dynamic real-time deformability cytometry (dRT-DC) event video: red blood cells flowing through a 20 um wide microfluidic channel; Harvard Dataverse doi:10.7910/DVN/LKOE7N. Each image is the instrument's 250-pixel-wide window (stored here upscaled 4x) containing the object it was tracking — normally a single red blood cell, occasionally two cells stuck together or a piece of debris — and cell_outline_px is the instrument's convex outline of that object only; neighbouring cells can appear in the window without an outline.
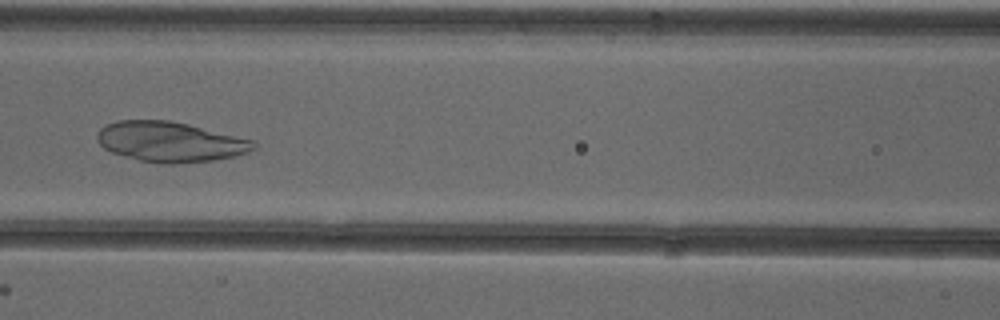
{"species": "common noctule bat (a hibernating species)", "species_latin": "Nyctalus noctula", "temperature_condition": "cold", "stored_images_in_passage": 48, "camera_frame_rate_fps": 3000, "um_per_image_px": 0.085, "animal": {"sex": "female"}, "frame": {"image": 1, "passage_image": 19, "time_ms": 6.0, "image_size_px": [1000, 320], "cell_outline_px": [[256, 148], [248, 152], [232, 156], [212, 160], [176, 164], [160, 164], [140, 160], [112, 152], [104, 148], [96, 140], [96, 136], [100, 128], [116, 120], [168, 120], [188, 124], [256, 140]], "centroid_in_image_um": [14.47, 12.05], "position_along_channel_um": 152.1, "area_um2": 36.65}}
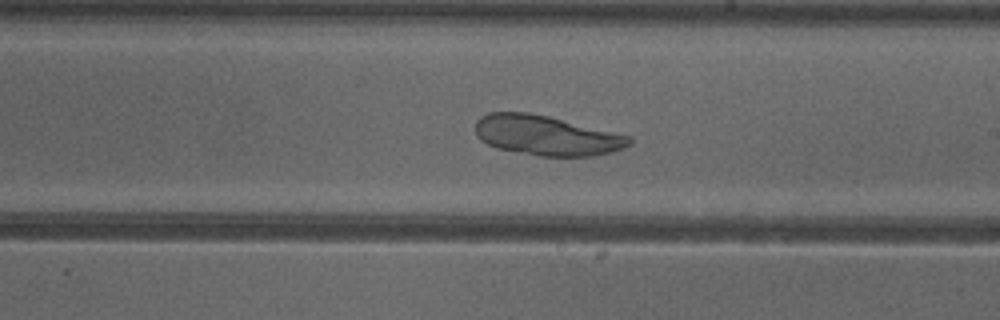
{"frame": {"image": 2, "passage_image": 26, "time_ms": 8.333, "image_size_px": [1000, 320], "cell_outline_px": [[632, 144], [624, 148], [612, 152], [596, 156], [540, 156], [496, 148], [480, 140], [476, 136], [476, 120], [480, 116], [488, 112], [528, 112], [548, 116], [632, 136]], "centroid_in_image_um": [46.46, 11.51], "position_along_channel_um": 242.5, "area_um2": 36.01}}
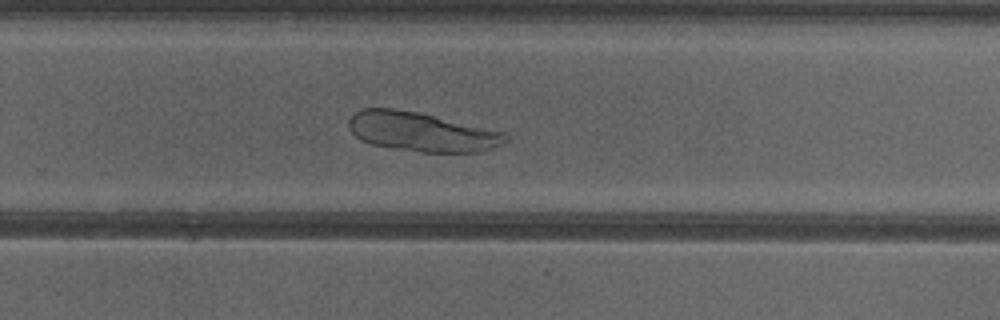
{"frame": {"image": 3, "passage_image": 30, "time_ms": 9.667, "image_size_px": [1000, 320], "cell_outline_px": [[508, 140], [492, 148], [476, 152], [420, 152], [372, 144], [360, 140], [348, 128], [348, 120], [360, 108], [396, 108], [416, 112], [504, 132], [508, 136]], "centroid_in_image_um": [35.79, 11.2], "position_along_channel_um": 294.0, "area_um2": 35.43}}